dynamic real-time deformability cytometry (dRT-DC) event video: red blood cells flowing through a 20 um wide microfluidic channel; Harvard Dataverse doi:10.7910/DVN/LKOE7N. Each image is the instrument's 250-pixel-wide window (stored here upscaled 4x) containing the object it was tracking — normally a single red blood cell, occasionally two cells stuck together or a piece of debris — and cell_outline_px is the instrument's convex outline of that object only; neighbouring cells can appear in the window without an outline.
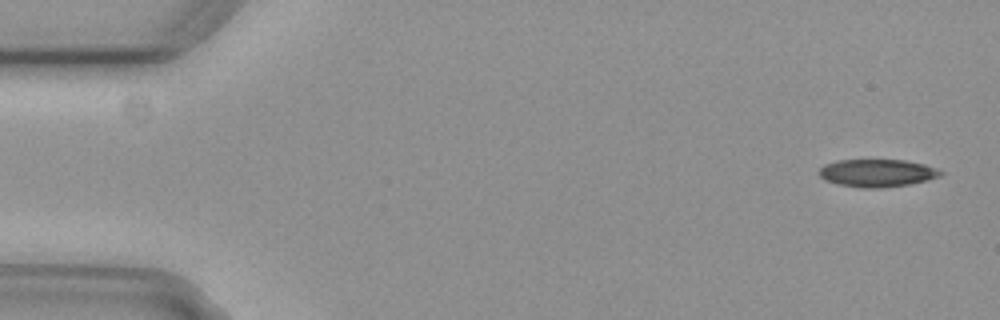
{"species": "common noctule bat (a hibernating species)", "species_latin": "Nyctalus noctula", "temperature_condition": "cold", "stored_images_in_passage": 5, "camera_frame_rate_fps": 3000, "um_per_image_px": 0.085, "animal": {"sex": "female", "body_mass_g": 29.2, "forearm_length_mm": 56.3}, "frame": {"image": 1, "passage_image": 1, "time_ms": 0.0, "image_size_px": [1000, 320], "cell_outline_px": [[944, 172], [940, 176], [928, 180], [908, 184], [880, 188], [864, 188], [840, 184], [828, 180], [820, 176], [820, 168], [824, 164], [840, 160], [904, 160], [924, 164], [936, 168]], "centroid_in_image_um": [74.6, 14.7], "position_along_channel_um": 10.4, "area_um2": 19.31}}